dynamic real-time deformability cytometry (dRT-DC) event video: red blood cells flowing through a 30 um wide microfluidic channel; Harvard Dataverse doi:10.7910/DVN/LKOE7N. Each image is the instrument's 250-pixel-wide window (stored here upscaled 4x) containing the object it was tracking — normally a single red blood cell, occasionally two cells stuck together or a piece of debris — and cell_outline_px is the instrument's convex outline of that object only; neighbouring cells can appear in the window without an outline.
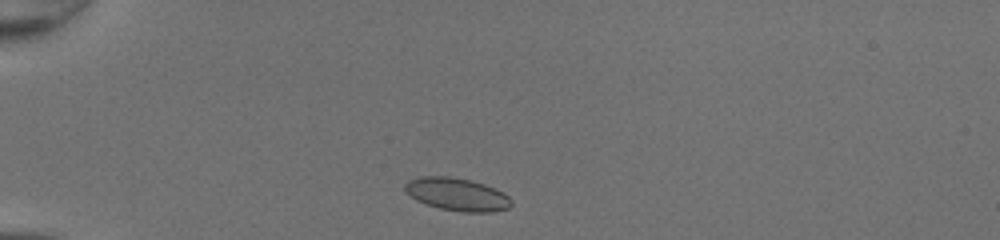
{"species": "common noctule bat (a hibernating species)", "species_latin": "Nyctalus noctula", "temperature_condition": "room temperature", "stored_images_in_passage": 34, "camera_frame_rate_fps": 3000, "um_per_image_px": 0.085, "animal": {"sex": "female", "body_mass_g": 20.0, "forearm_length_mm": 54.0}, "frame": {"image": 1, "passage_image": 2, "time_ms": 0.333, "image_size_px": [1000, 240], "cell_outline_px": [[512, 204], [508, 208], [492, 212], [460, 212], [440, 208], [416, 200], [404, 188], [404, 184], [408, 180], [420, 176], [448, 176], [472, 180], [484, 184], [504, 192], [512, 200]], "centroid_in_image_um": [38.87, 16.51], "position_along_channel_um": 46.1, "area_um2": 20.35}}
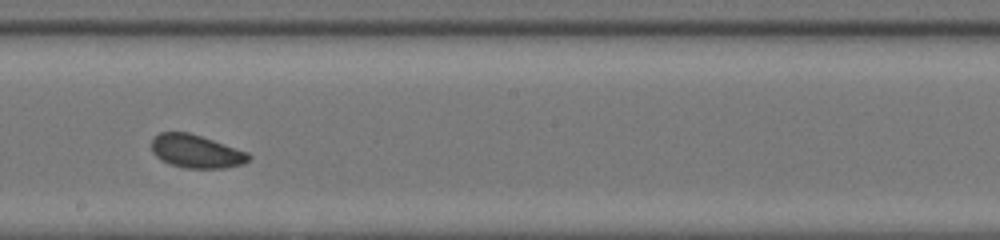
{"frame": {"image": 2, "passage_image": 18, "time_ms": 5.667, "image_size_px": [1000, 240], "cell_outline_px": [[252, 156], [244, 164], [224, 168], [188, 168], [168, 164], [160, 160], [152, 152], [152, 140], [160, 132], [188, 132], [248, 152]], "centroid_in_image_um": [16.67, 12.88], "position_along_channel_um": 231.5, "area_um2": 18.73}}
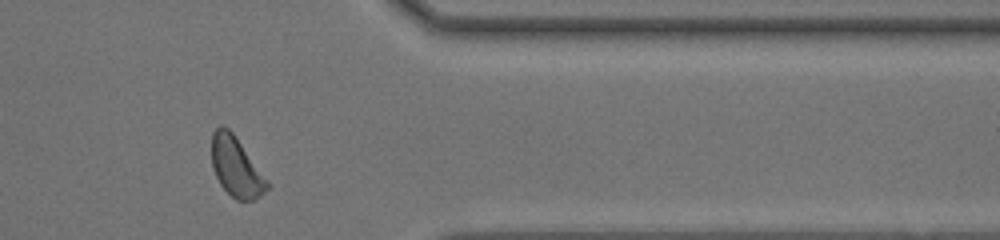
{"frame": {"image": 3, "passage_image": 30, "time_ms": 9.667, "image_size_px": [1000, 240], "cell_outline_px": [[268, 188], [260, 196], [252, 200], [236, 200], [220, 184], [212, 168], [212, 132], [220, 124], [228, 128], [236, 136], [268, 180]], "centroid_in_image_um": [20.06, 14.16], "position_along_channel_um": 391.3, "area_um2": 19.19}, "authors_computed_cell_mechanics": {"area_um2": 19.1029, "velocity_mm_per_s": 4.2282, "shape_relaxation_time_tau1_ms": 2.3113, "shape_relaxation_time_tau2_ms": 2.0127, "deformation_change_tau1": 0.0805, "deformation_change_tau2": 0.0715}}